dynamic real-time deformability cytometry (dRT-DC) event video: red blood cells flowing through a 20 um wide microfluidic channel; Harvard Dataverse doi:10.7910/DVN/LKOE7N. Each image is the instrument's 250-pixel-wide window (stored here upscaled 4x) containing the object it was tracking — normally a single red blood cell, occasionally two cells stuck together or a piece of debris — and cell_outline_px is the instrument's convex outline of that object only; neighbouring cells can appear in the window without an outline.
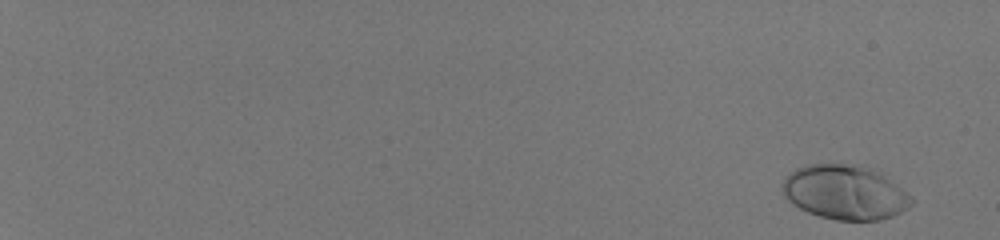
{"species": "human", "species_latin": "Homo sapiens", "temperature_condition": "room temperature", "stored_images_in_passage": 53, "camera_frame_rate_fps": 3000, "um_per_image_px": 0.085, "donor": {"sex": "male"}, "frame": {"image": 1, "passage_image": 1, "time_ms": 0.0, "image_size_px": [1000, 240], "cell_outline_px": [[912, 204], [908, 208], [892, 216], [880, 220], [836, 220], [820, 216], [808, 212], [792, 204], [784, 196], [780, 184], [796, 168], [804, 164], [860, 164], [876, 168], [884, 172], [912, 196]], "centroid_in_image_um": [71.86, 16.32], "position_along_channel_um": 13.1, "area_um2": 41.62}}
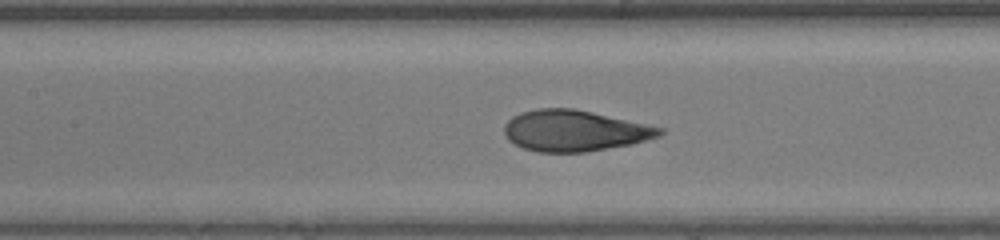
{"frame": {"image": 2, "passage_image": 30, "time_ms": 9.667, "image_size_px": [1000, 240], "cell_outline_px": [[664, 132], [660, 136], [632, 144], [588, 152], [536, 152], [524, 148], [508, 140], [504, 136], [504, 124], [512, 116], [520, 112], [536, 108], [572, 108], [592, 112], [664, 128]], "centroid_in_image_um": [48.81, 11.11], "position_along_channel_um": 158.6, "area_um2": 37.34}}
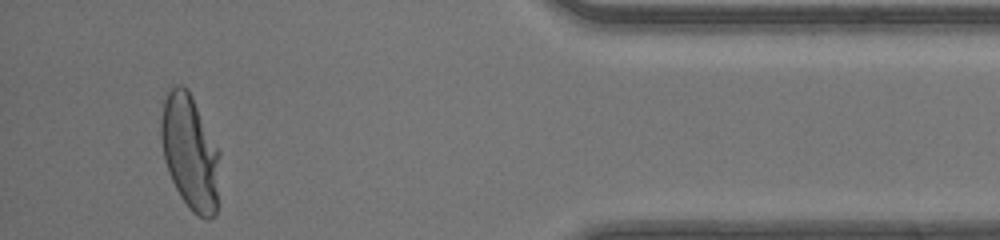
{"frame": {"image": 3, "passage_image": 51, "time_ms": 16.667, "image_size_px": [1000, 240], "cell_outline_px": [[220, 152], [216, 216], [208, 220], [204, 220], [192, 212], [180, 196], [168, 172], [164, 160], [160, 136], [160, 124], [164, 92], [172, 84], [184, 84], [188, 88]], "centroid_in_image_um": [16.13, 12.9], "position_along_channel_um": 419.1, "area_um2": 40.0}, "authors_computed_cell_mechanics": {"area_um2": 37.7434, "velocity_mm_per_s": 4.1964, "shape_relaxation_time_tau1_ms": 3.8453, "shape_relaxation_time_tau2_ms": null, "deformation_change_tau1": 0.2229, "deformation_change_tau2": null}}